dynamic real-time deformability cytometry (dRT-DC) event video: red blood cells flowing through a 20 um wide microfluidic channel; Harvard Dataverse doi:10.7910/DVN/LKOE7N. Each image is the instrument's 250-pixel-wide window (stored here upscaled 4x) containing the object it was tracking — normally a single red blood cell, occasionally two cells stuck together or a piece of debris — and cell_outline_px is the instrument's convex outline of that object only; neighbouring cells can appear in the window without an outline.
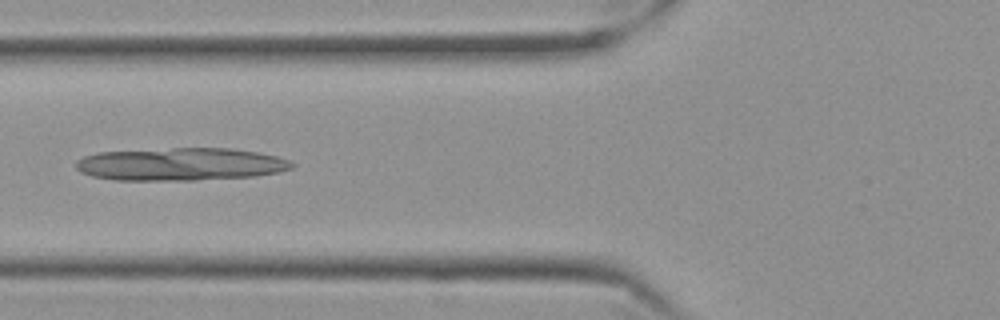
{"species": "Egyptian fruit bat (a non-hibernating species)", "species_latin": "Rousettus aegyptiacus", "temperature_condition": "cold", "stored_images_in_passage": 48, "camera_frame_rate_fps": 3000, "um_per_image_px": 0.085, "frame": {"image": 1, "passage_image": 13, "time_ms": 4.0, "image_size_px": [1000, 320], "cell_outline_px": [[296, 164], [292, 168], [280, 172], [256, 176], [196, 180], [116, 180], [92, 176], [80, 172], [76, 168], [76, 160], [84, 156], [100, 152], [172, 148], [232, 148], [260, 152], [276, 156], [288, 160]], "centroid_in_image_um": [15.38, 13.96], "position_along_channel_um": 110.4, "area_um2": 41.44}}
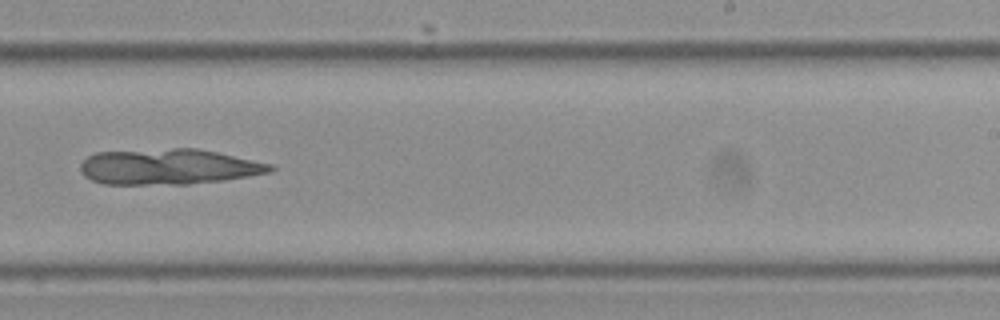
{"frame": {"image": 2, "passage_image": 27, "time_ms": 8.667, "image_size_px": [1000, 320], "cell_outline_px": [[276, 168], [272, 172], [224, 180], [188, 184], [104, 184], [92, 180], [84, 176], [80, 172], [80, 164], [88, 156], [96, 152], [172, 148], [196, 148], [216, 152], [272, 164]], "centroid_in_image_um": [14.31, 14.17], "position_along_channel_um": 274.7, "area_um2": 39.48}}
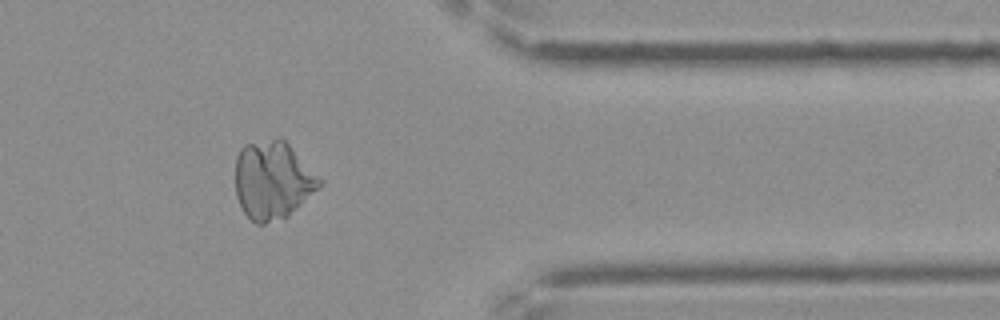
{"frame": {"image": 3, "passage_image": 38, "time_ms": 12.333, "image_size_px": [1000, 320], "cell_outline_px": [[324, 180], [320, 188], [288, 216], [264, 224], [256, 224], [244, 212], [236, 196], [236, 156], [240, 148], [244, 144], [276, 136], [280, 136]], "centroid_in_image_um": [23.19, 15.29], "position_along_channel_um": 388.2, "area_um2": 38.67}}